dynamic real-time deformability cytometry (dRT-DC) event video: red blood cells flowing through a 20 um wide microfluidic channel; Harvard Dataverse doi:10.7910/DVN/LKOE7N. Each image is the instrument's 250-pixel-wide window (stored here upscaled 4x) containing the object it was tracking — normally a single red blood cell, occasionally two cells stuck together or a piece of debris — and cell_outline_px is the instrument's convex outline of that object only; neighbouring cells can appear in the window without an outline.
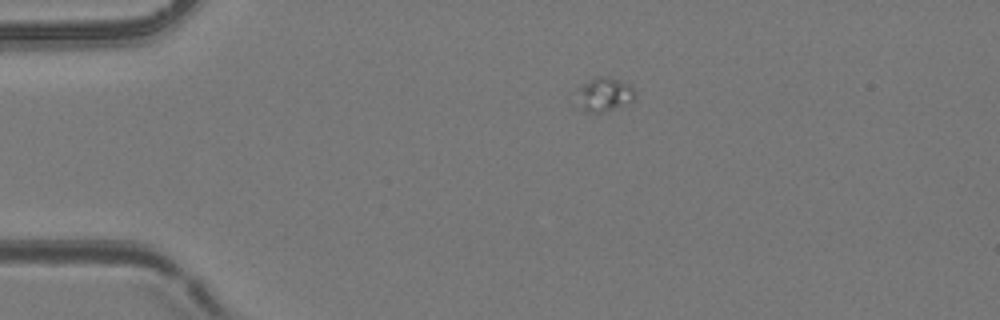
{"species": "common noctule bat (a hibernating species)", "species_latin": "Nyctalus noctula", "temperature_condition": "room temperature", "stored_images_in_passage": 6, "camera_frame_rate_fps": 3000, "um_per_image_px": 0.085, "animal": {"sex": "female", "body_mass_g": 24.6, "forearm_length_mm": 56.2}, "frame": {"image": 1, "passage_image": 1, "time_ms": 0.0, "image_size_px": [1000, 320], "cell_outline_px": [[636, 96], [632, 100], [612, 108], [600, 112], [584, 112], [580, 88], [588, 80], [596, 76], [608, 76], [628, 84], [636, 92]], "centroid_in_image_um": [51.43, 7.98], "position_along_channel_um": 33.6, "area_um2": 10.64}}